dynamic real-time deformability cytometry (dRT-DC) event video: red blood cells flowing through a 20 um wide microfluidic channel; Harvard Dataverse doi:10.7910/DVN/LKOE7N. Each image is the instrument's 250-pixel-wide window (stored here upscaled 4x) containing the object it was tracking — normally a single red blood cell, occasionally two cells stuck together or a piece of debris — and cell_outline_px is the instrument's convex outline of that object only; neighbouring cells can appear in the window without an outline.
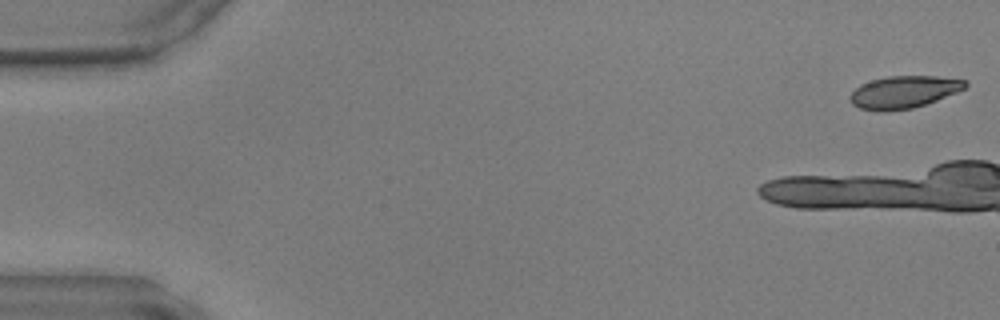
{"species": "common noctule bat (a hibernating species)", "species_latin": "Nyctalus noctula", "temperature_condition": "warm", "stored_images_in_passage": 11, "camera_frame_rate_fps": 3000, "um_per_image_px": 0.085, "animal": {"sex": "male", "body_mass_g": 17.9, "forearm_length_mm": 54.2}, "frame": {"image": 1, "passage_image": 1, "time_ms": 0.0, "image_size_px": [1000, 320], "cell_outline_px": [[964, 88], [924, 104], [908, 108], [864, 108], [856, 104], [852, 100], [852, 92], [856, 88], [864, 84], [876, 80], [896, 76], [928, 76], [964, 80]], "centroid_in_image_um": [76.86, 7.77], "position_along_channel_um": 8.1, "area_um2": 19.59}}